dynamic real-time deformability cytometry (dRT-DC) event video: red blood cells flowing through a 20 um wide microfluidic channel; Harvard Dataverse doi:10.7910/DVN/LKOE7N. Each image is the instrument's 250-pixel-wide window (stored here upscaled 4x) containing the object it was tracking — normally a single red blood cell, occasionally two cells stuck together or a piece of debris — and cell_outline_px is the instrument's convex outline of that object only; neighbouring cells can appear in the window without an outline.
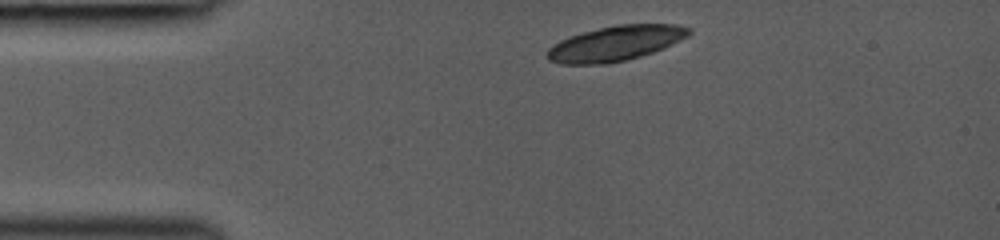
{"species": "common noctule bat (a hibernating species)", "species_latin": "Nyctalus noctula", "temperature_condition": "room temperature", "stored_images_in_passage": 3, "camera_frame_rate_fps": 3000, "um_per_image_px": 0.085, "animal": {"sex": "female", "body_mass_g": 19.0, "forearm_length_mm": 53.3}, "frame": {"image": 1, "passage_image": 1, "time_ms": 0.0, "image_size_px": [1000, 240], "cell_outline_px": [[692, 32], [688, 36], [664, 48], [640, 56], [624, 60], [604, 64], [560, 64], [548, 60], [548, 48], [552, 44], [560, 40], [584, 32], [616, 24], [676, 24], [692, 28]], "centroid_in_image_um": [52.34, 3.68], "position_along_channel_um": 32.7, "area_um2": 28.78}}